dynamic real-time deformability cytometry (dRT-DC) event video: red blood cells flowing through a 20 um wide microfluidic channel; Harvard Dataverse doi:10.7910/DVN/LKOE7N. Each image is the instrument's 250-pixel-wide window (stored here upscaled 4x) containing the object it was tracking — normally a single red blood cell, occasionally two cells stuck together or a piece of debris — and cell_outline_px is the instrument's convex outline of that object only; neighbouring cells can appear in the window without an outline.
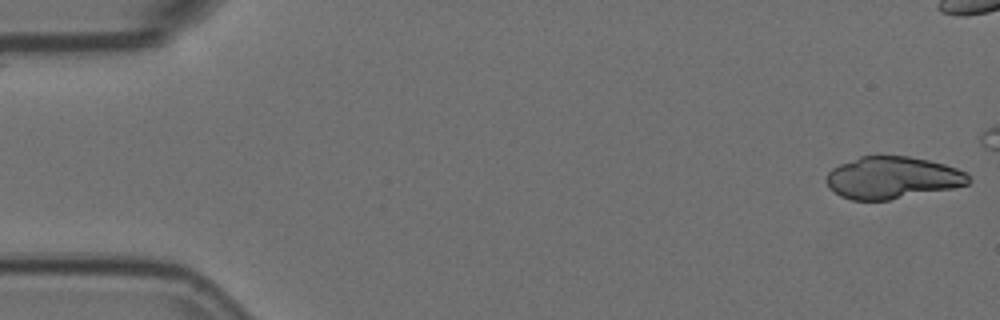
{"species": "Egyptian fruit bat (a non-hibernating species)", "species_latin": "Rousettus aegyptiacus", "temperature_condition": "room temperature", "stored_images_in_passage": 16, "camera_frame_rate_fps": 3000, "um_per_image_px": 0.085, "animal": {"sex": "female"}, "frame": {"image": 1, "passage_image": 1, "time_ms": 0.0, "image_size_px": [1000, 320], "cell_outline_px": [[972, 180], [968, 184], [952, 188], [888, 200], [852, 200], [840, 196], [828, 188], [824, 180], [828, 172], [832, 168], [840, 164], [860, 156], [908, 156], [928, 160], [944, 164], [956, 168], [964, 172]], "centroid_in_image_um": [75.8, 15.11], "position_along_channel_um": 9.2, "area_um2": 34.85}}